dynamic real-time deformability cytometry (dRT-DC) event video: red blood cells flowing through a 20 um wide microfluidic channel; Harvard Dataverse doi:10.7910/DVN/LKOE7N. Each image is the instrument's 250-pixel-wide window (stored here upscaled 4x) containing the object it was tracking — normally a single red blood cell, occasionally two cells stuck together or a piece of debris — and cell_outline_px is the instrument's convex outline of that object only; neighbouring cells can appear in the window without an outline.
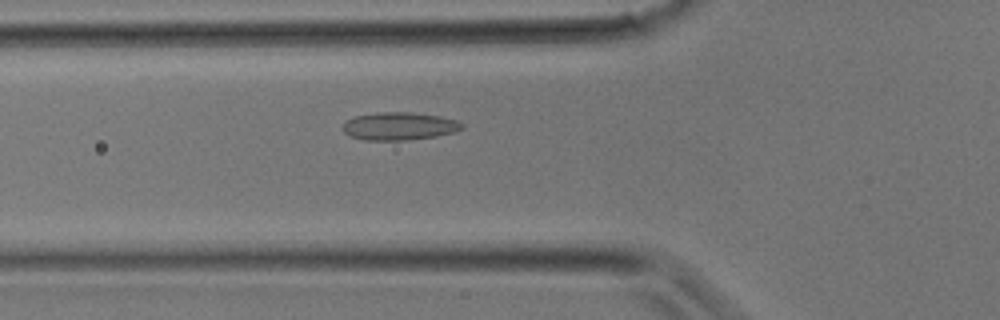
{"species": "common noctule bat (a hibernating species)", "species_latin": "Nyctalus noctula", "temperature_condition": "room temperature", "stored_images_in_passage": 23, "camera_frame_rate_fps": 3000, "um_per_image_px": 0.085, "animal": {"sex": "male", "body_mass_g": 17.9}, "frame": {"image": 1, "passage_image": 3, "time_ms": 0.667, "image_size_px": [1000, 320], "cell_outline_px": [[464, 128], [456, 132], [436, 136], [404, 140], [364, 140], [348, 136], [340, 128], [340, 124], [344, 120], [356, 116], [376, 112], [408, 112], [440, 116], [456, 120], [464, 124]], "centroid_in_image_um": [33.88, 10.72], "position_along_channel_um": 91.9, "area_um2": 19.65}}
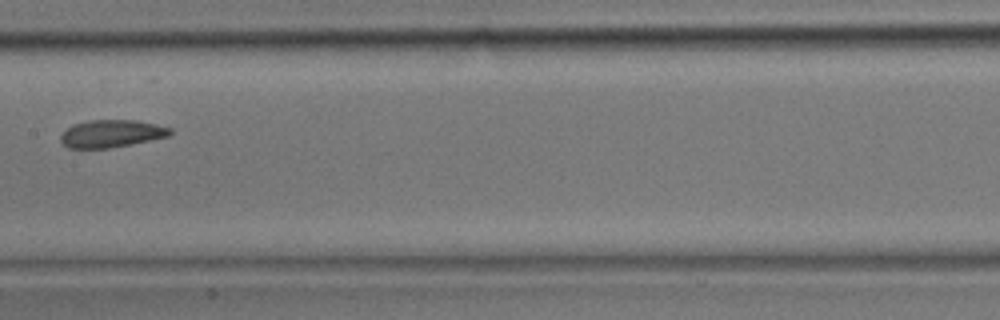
{"frame": {"image": 2, "passage_image": 8, "time_ms": 2.333, "image_size_px": [1000, 320], "cell_outline_px": [[172, 132], [168, 136], [132, 144], [108, 148], [68, 148], [60, 140], [60, 136], [72, 124], [88, 120], [136, 120], [156, 124], [172, 128]], "centroid_in_image_um": [9.47, 11.35], "position_along_channel_um": 197.9, "area_um2": 17.51}}
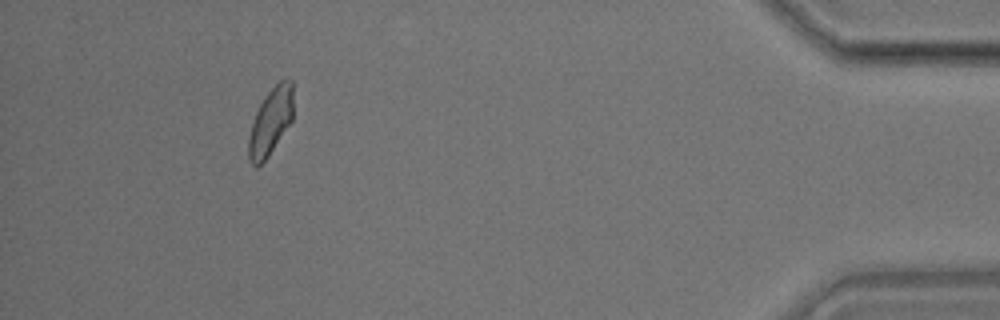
{"frame": {"image": 3, "passage_image": 21, "time_ms": 6.667, "image_size_px": [1000, 320], "cell_outline_px": [[292, 120], [268, 156], [260, 164], [252, 164], [248, 160], [248, 136], [256, 112], [264, 96], [284, 76], [292, 80]], "centroid_in_image_um": [23.0, 10.29], "position_along_channel_um": 412.2, "area_um2": 17.22}}